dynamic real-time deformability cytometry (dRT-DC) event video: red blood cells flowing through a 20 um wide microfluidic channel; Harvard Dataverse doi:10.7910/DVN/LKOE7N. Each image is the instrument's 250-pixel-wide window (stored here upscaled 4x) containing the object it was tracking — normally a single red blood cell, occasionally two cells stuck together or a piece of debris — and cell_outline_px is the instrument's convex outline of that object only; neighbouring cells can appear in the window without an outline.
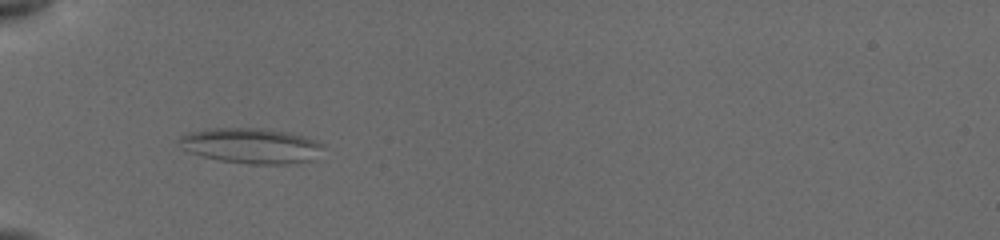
{"species": "common noctule bat (a hibernating species)", "species_latin": "Nyctalus noctula", "temperature_condition": "cold", "stored_images_in_passage": 21, "segment_of_instrument_passage": [1, 2], "camera_frame_rate_fps": 3000, "um_per_image_px": 0.085, "animal": {"sex": "female", "body_mass_g": 19.5, "forearm_length_mm": 54.1}, "frame": {"image": 1, "passage_image": 3, "time_ms": 1.667, "image_size_px": [1000, 240], "cell_outline_px": [[324, 144], [308, 160], [284, 164], [248, 164], [220, 160], [204, 156], [192, 152], [184, 148], [176, 140], [180, 136], [192, 132], [208, 128], [264, 128], [288, 132], [304, 136]], "centroid_in_image_um": [21.28, 12.36], "position_along_channel_um": 63.7, "area_um2": 29.02}}
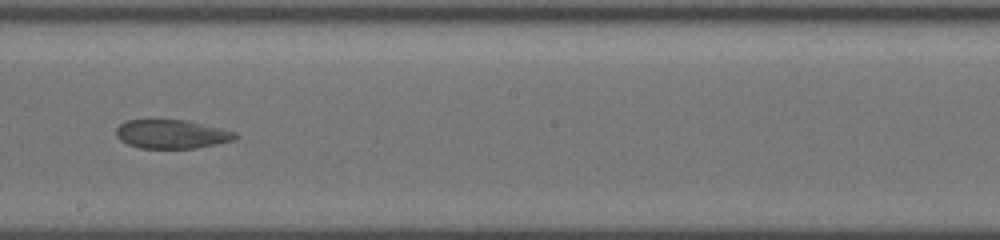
{"frame": {"image": 2, "passage_image": 9, "time_ms": 6.333, "image_size_px": [1000, 240], "cell_outline_px": [[240, 136], [236, 140], [216, 144], [192, 148], [140, 148], [128, 144], [120, 140], [116, 136], [116, 128], [120, 124], [128, 120], [188, 120], [236, 132]], "centroid_in_image_um": [14.62, 11.4], "position_along_channel_um": 233.6, "area_um2": 20.0}}
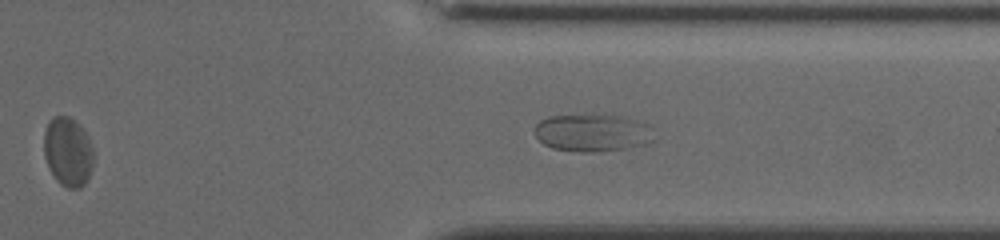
{"frame": {"image": 3, "passage_image": 16, "time_ms": 9.667, "image_size_px": [1000, 240], "cell_outline_px": [[92, 164], [88, 176], [84, 184], [80, 188], [68, 188], [60, 184], [56, 180], [48, 168], [44, 156], [44, 132], [48, 120], [52, 116], [68, 116], [76, 120], [84, 132], [92, 148]], "centroid_in_image_um": [5.72, 12.89], "position_along_channel_um": 405.7, "area_um2": 19.88}}